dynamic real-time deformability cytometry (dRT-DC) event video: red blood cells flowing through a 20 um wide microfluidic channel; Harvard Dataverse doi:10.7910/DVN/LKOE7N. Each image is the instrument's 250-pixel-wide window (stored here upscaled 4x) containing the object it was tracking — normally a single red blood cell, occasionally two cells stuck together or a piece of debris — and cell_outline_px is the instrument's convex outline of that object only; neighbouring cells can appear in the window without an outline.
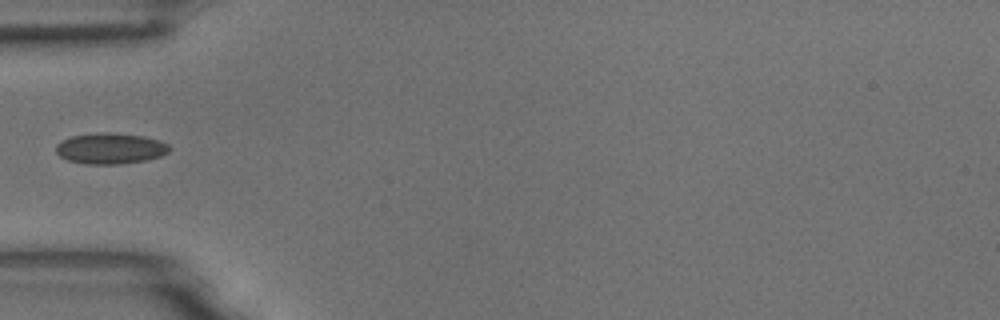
{"species": "common noctule bat (a hibernating species)", "species_latin": "Nyctalus noctula", "temperature_condition": "room temperature", "stored_images_in_passage": 15, "camera_frame_rate_fps": 3000, "um_per_image_px": 0.085, "animal": {"sex": "male", "body_mass_g": 18.8}, "frame": {"image": 1, "passage_image": 5, "time_ms": 1.333, "image_size_px": [1000, 320], "cell_outline_px": [[172, 148], [168, 152], [160, 156], [148, 160], [120, 164], [88, 164], [68, 160], [60, 156], [56, 152], [56, 144], [60, 140], [72, 136], [96, 132], [108, 132], [144, 136], [160, 140], [168, 144]], "centroid_in_image_um": [9.39, 12.61], "position_along_channel_um": 75.6, "area_um2": 20.63}}
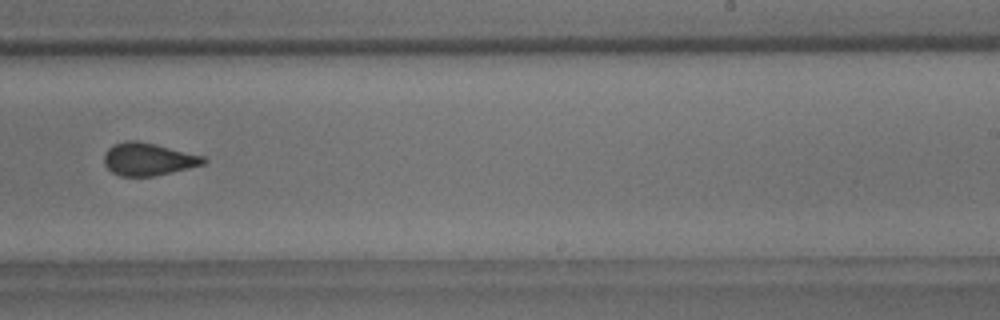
{"frame": {"image": 2, "passage_image": 10, "time_ms": 3.0, "image_size_px": [1000, 320], "cell_outline_px": [[208, 160], [204, 164], [152, 176], [120, 176], [112, 172], [104, 164], [104, 152], [112, 144], [124, 140], [136, 140], [156, 144], [204, 156]], "centroid_in_image_um": [12.56, 13.51], "position_along_channel_um": 276.4, "area_um2": 18.9}}
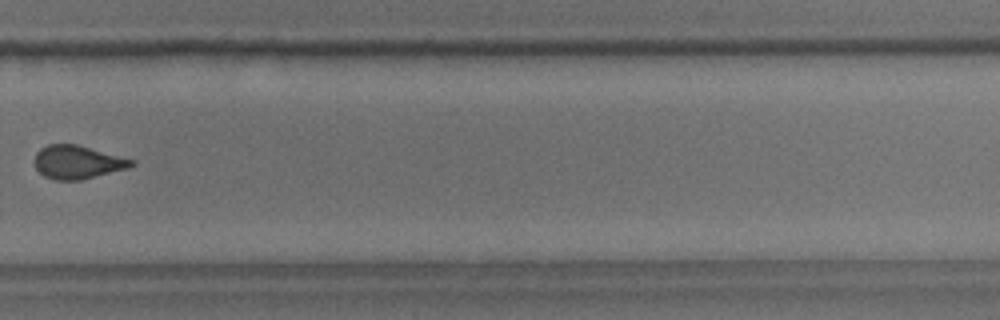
{"frame": {"image": 3, "passage_image": 11, "time_ms": 3.333, "image_size_px": [1000, 320], "cell_outline_px": [[136, 164], [128, 168], [80, 180], [56, 180], [44, 176], [36, 168], [36, 152], [40, 148], [48, 144], [76, 144], [136, 160]], "centroid_in_image_um": [6.61, 13.78], "position_along_channel_um": 323.2, "area_um2": 18.73}}